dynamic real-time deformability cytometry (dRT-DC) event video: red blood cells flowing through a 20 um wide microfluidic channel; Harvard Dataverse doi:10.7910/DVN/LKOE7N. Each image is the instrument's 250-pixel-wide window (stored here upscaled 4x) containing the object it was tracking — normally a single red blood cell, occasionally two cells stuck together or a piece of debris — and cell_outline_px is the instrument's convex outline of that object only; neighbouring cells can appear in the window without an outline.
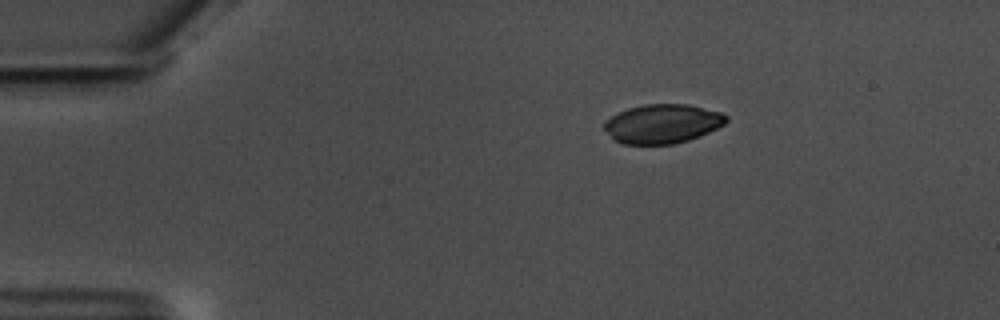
{"species": "common noctule bat (a hibernating species)", "species_latin": "Nyctalus noctula", "temperature_condition": "warm", "stored_images_in_passage": 48, "camera_frame_rate_fps": 3000, "um_per_image_px": 0.085, "animal": {"sex": "male", "body_mass_g": 17.5, "forearm_length_mm": 52.3}, "frame": {"image": 1, "passage_image": 1, "time_ms": 0.0, "image_size_px": [1000, 320], "cell_outline_px": [[728, 120], [724, 124], [700, 136], [688, 140], [672, 144], [620, 144], [612, 140], [604, 128], [604, 120], [616, 112], [628, 108], [644, 104], [688, 104], [720, 112], [728, 116]], "centroid_in_image_um": [56.26, 10.52], "position_along_channel_um": 28.7, "area_um2": 28.03}}
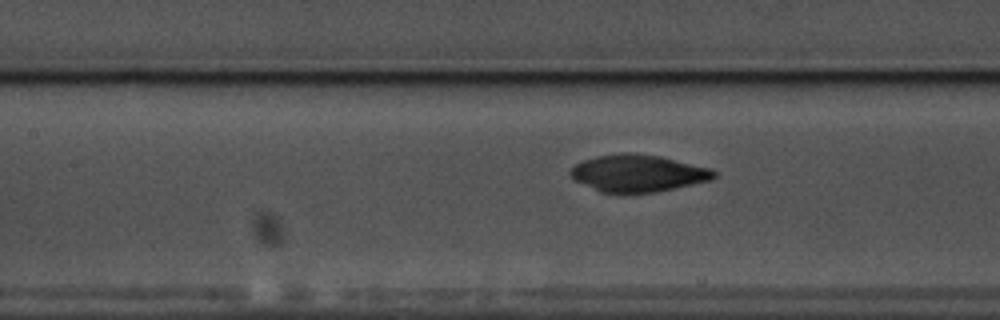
{"frame": {"image": 2, "passage_image": 17, "time_ms": 5.333, "image_size_px": [1000, 320], "cell_outline_px": [[716, 176], [712, 180], [656, 192], [600, 192], [576, 180], [568, 172], [576, 164], [584, 160], [596, 156], [624, 152], [632, 152], [660, 156], [712, 168], [716, 172]], "centroid_in_image_um": [54.26, 14.71], "position_along_channel_um": 153.1, "area_um2": 30.87}}
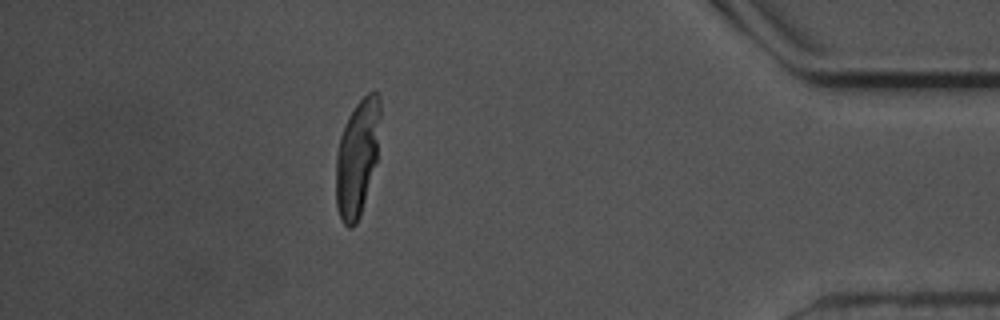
{"frame": {"image": 3, "passage_image": 42, "time_ms": 13.667, "image_size_px": [1000, 320], "cell_outline_px": [[380, 116], [376, 160], [360, 216], [356, 224], [352, 228], [348, 228], [344, 224], [340, 216], [336, 204], [336, 156], [340, 136], [344, 124], [348, 116], [356, 104], [368, 92], [376, 92], [380, 96]], "centroid_in_image_um": [30.35, 13.39], "position_along_channel_um": 404.9, "area_um2": 29.82}}